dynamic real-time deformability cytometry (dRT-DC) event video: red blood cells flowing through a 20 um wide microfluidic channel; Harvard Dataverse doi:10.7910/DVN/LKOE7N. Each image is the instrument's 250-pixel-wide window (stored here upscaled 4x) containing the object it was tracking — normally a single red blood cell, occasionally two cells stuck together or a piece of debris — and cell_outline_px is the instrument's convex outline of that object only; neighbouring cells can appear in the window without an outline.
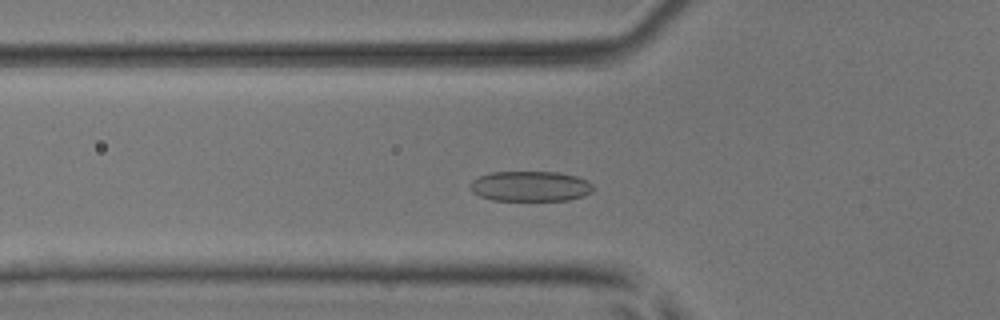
{"species": "common noctule bat (a hibernating species)", "species_latin": "Nyctalus noctula", "temperature_condition": "room temperature", "stored_images_in_passage": 48, "camera_frame_rate_fps": 3000, "um_per_image_px": 0.085, "animal": {"sex": "male", "body_mass_g": 17.9, "forearm_length_mm": 54.2}, "frame": {"image": 1, "passage_image": 14, "time_ms": 4.333, "image_size_px": [1000, 320], "cell_outline_px": [[596, 188], [592, 192], [584, 196], [568, 200], [492, 200], [480, 196], [472, 192], [468, 188], [468, 184], [472, 180], [480, 176], [492, 172], [556, 172], [576, 176], [588, 180]], "centroid_in_image_um": [45.08, 15.83], "position_along_channel_um": 80.7, "area_um2": 21.91}}
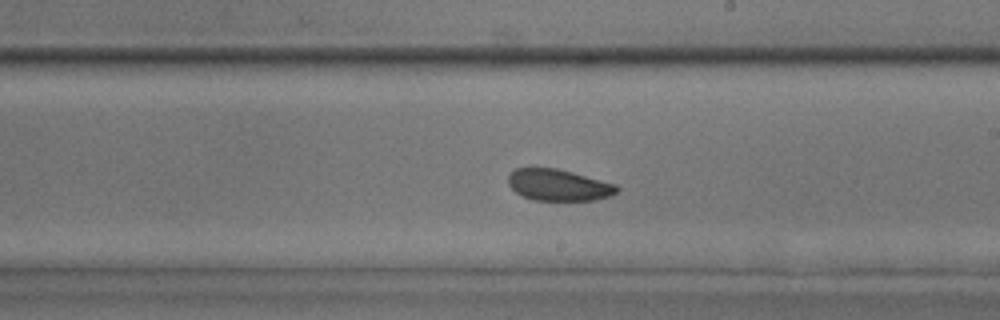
{"frame": {"image": 2, "passage_image": 26, "time_ms": 8.333, "image_size_px": [1000, 320], "cell_outline_px": [[620, 188], [616, 192], [608, 196], [596, 200], [532, 200], [516, 192], [508, 184], [508, 176], [516, 168], [528, 164], [556, 168], [572, 172], [616, 184]], "centroid_in_image_um": [47.41, 15.68], "position_along_channel_um": 241.6, "area_um2": 20.35}}
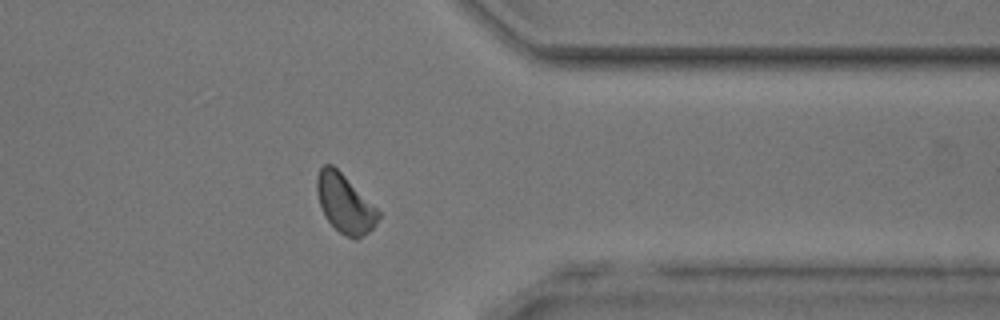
{"frame": {"image": 3, "passage_image": 37, "time_ms": 12.0, "image_size_px": [1000, 320], "cell_outline_px": [[380, 216], [372, 228], [368, 232], [356, 240], [352, 240], [344, 236], [328, 220], [320, 204], [316, 192], [316, 176], [320, 168], [324, 164], [332, 164], [380, 212]], "centroid_in_image_um": [29.29, 17.32], "position_along_channel_um": 382.1, "area_um2": 20.52}, "authors_computed_cell_mechanics": {"area_um2": 20.7213, "velocity_mm_per_s": 4.0357, "shape_relaxation_time_tau1_ms": 2.5857, "shape_relaxation_time_tau2_ms": 3.3739, "deformation_change_tau1": 0.0741, "deformation_change_tau2": 0.0979}}